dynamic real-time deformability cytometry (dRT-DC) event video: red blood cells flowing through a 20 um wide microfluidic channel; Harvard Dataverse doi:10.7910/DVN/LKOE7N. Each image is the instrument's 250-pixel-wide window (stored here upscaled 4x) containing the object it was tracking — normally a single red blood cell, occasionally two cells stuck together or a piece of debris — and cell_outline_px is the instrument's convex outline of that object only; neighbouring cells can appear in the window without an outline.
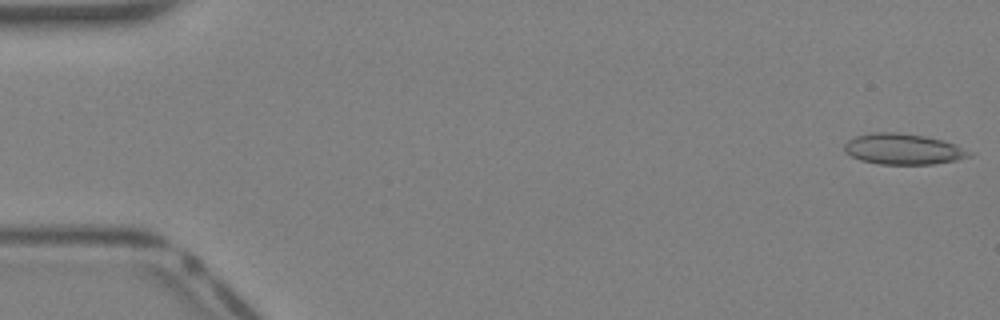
{"species": "Egyptian fruit bat (a non-hibernating species)", "species_latin": "Rousettus aegyptiacus", "temperature_condition": "warm", "stored_images_in_passage": 10, "camera_frame_rate_fps": 3000, "um_per_image_px": 0.085, "animal": {"sex": "female"}, "frame": {"image": 1, "passage_image": 1, "time_ms": 0.0, "image_size_px": [1000, 320], "cell_outline_px": [[976, 152], [972, 156], [956, 160], [932, 164], [880, 164], [860, 160], [844, 152], [844, 144], [848, 140], [856, 136], [872, 132], [896, 132], [924, 136], [944, 140], [956, 144]], "centroid_in_image_um": [76.82, 12.67], "position_along_channel_um": 8.2, "area_um2": 22.66}}